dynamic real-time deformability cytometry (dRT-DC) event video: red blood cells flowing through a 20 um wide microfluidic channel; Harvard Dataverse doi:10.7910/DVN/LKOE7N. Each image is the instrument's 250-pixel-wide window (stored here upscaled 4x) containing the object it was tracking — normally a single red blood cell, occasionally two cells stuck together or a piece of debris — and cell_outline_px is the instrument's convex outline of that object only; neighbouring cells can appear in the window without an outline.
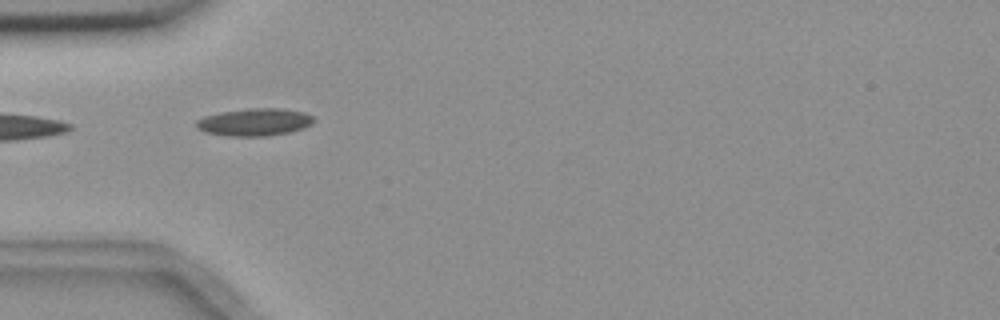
{"species": "common noctule bat (a hibernating species)", "species_latin": "Nyctalus noctula", "temperature_condition": "room temperature", "stored_images_in_passage": 2, "camera_frame_rate_fps": 3000, "um_per_image_px": 0.085, "animal": {"sex": "female", "body_mass_g": 18.4}, "frame": {"image": 1, "passage_image": 1, "time_ms": 0.0, "image_size_px": [1000, 320], "cell_outline_px": [[316, 120], [312, 124], [304, 128], [288, 132], [264, 136], [228, 136], [204, 132], [196, 128], [196, 120], [204, 116], [220, 112], [248, 108], [284, 108], [304, 112], [312, 116]], "centroid_in_image_um": [21.63, 10.37], "position_along_channel_um": 63.4, "area_um2": 18.96}}